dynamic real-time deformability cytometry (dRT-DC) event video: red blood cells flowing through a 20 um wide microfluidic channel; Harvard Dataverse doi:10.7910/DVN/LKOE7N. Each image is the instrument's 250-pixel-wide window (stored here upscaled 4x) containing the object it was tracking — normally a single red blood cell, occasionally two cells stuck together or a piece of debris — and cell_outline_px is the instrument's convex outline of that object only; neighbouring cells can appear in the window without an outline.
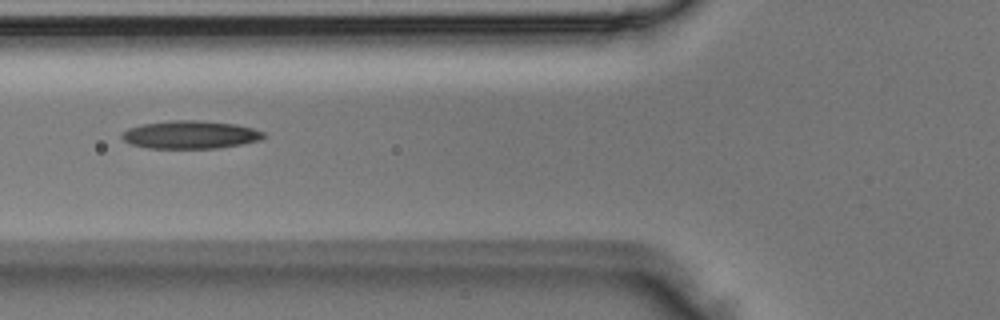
{"species": "Egyptian fruit bat (a non-hibernating species)", "species_latin": "Rousettus aegyptiacus", "temperature_condition": "room temperature", "stored_images_in_passage": 3, "camera_frame_rate_fps": 3000, "um_per_image_px": 0.085, "animal": {"sex": "male"}, "frame": {"image": 1, "passage_image": 2, "time_ms": 0.333, "image_size_px": [1000, 320], "cell_outline_px": [[264, 136], [260, 140], [240, 144], [216, 148], [148, 148], [128, 144], [120, 136], [120, 132], [128, 128], [140, 124], [172, 120], [196, 120], [236, 124], [252, 128], [264, 132]], "centroid_in_image_um": [16.1, 11.44], "position_along_channel_um": 109.7, "area_um2": 23.18}}
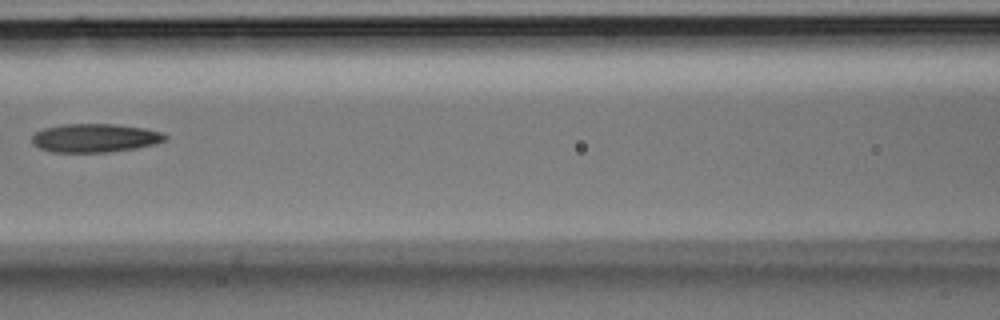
{"frame": {"image": 2, "passage_image": 3, "time_ms": 0.667, "image_size_px": [1000, 320], "cell_outline_px": [[168, 140], [156, 144], [136, 148], [108, 152], [52, 152], [40, 148], [32, 144], [32, 136], [36, 132], [44, 128], [64, 124], [112, 124], [144, 128], [160, 132], [168, 136]], "centroid_in_image_um": [8.08, 11.73], "position_along_channel_um": 158.5, "area_um2": 22.2}}